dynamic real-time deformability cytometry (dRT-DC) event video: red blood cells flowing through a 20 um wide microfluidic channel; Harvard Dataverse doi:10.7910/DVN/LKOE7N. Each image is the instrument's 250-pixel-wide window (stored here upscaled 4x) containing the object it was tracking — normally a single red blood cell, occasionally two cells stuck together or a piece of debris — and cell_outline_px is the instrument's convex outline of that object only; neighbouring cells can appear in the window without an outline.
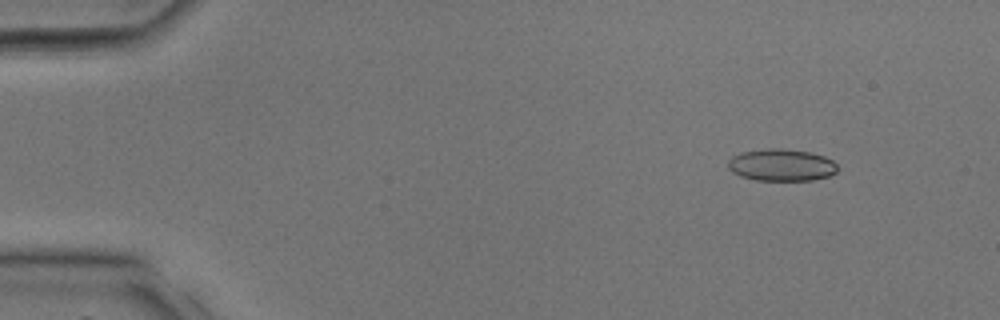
{"species": "common noctule bat (a hibernating species)", "species_latin": "Nyctalus noctula", "temperature_condition": "room temperature", "stored_images_in_passage": 35, "camera_frame_rate_fps": 3000, "um_per_image_px": 0.085, "animal": {"sex": "male", "body_mass_g": 17.9, "forearm_length_mm": 54.2}, "frame": {"image": 1, "passage_image": 4, "time_ms": 1.0, "image_size_px": [1000, 320], "cell_outline_px": [[840, 168], [836, 172], [828, 176], [812, 180], [756, 180], [740, 176], [732, 172], [728, 168], [728, 160], [732, 156], [740, 152], [768, 148], [780, 148], [812, 152], [824, 156], [832, 160]], "centroid_in_image_um": [66.42, 14.02], "position_along_channel_um": 18.6, "area_um2": 20.63}}
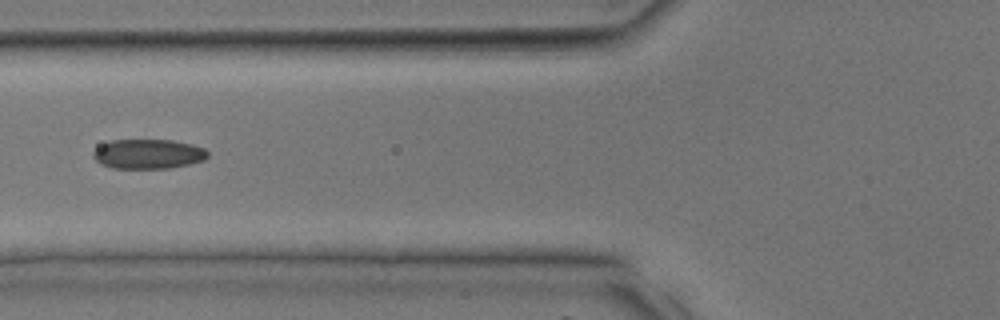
{"frame": {"image": 2, "passage_image": 14, "time_ms": 4.333, "image_size_px": [1000, 320], "cell_outline_px": [[208, 156], [204, 160], [188, 164], [168, 168], [112, 168], [100, 164], [92, 156], [92, 152], [100, 144], [112, 140], [172, 140], [192, 144], [204, 148], [208, 152]], "centroid_in_image_um": [12.57, 13.08], "position_along_channel_um": 113.2, "area_um2": 19.83}}
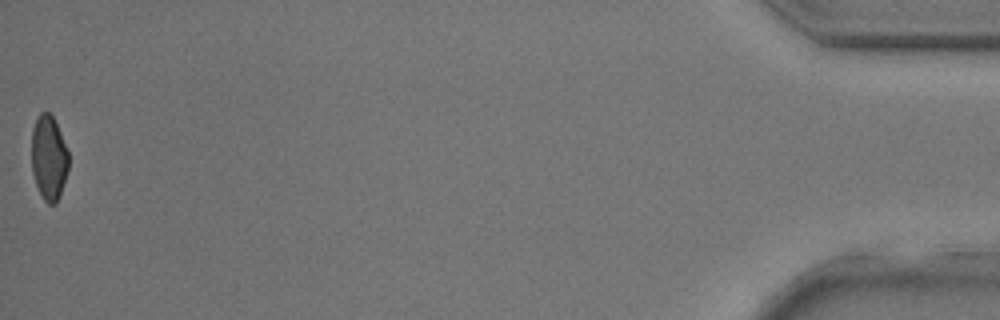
{"frame": {"image": 3, "passage_image": 35, "time_ms": 11.333, "image_size_px": [1000, 320], "cell_outline_px": [[68, 168], [60, 196], [56, 204], [48, 204], [44, 200], [36, 184], [32, 172], [32, 128], [40, 112], [48, 112], [52, 116], [60, 132], [68, 152]], "centroid_in_image_um": [4.14, 13.43], "position_along_channel_um": 431.1, "area_um2": 18.09}}